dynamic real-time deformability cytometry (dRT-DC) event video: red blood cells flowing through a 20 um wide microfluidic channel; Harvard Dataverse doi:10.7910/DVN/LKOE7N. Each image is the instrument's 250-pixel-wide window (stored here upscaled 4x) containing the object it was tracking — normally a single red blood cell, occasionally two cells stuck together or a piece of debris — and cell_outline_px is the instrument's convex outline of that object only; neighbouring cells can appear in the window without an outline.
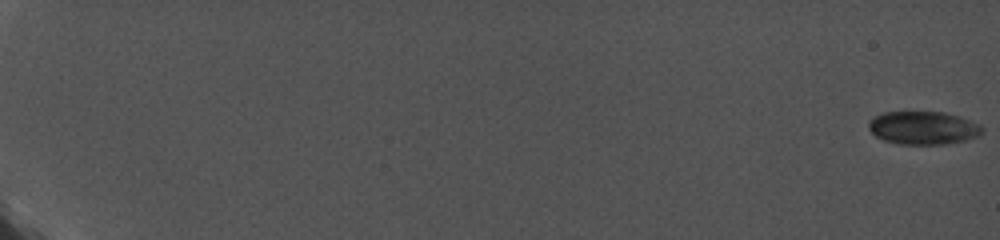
{"species": "common noctule bat (a hibernating species)", "species_latin": "Nyctalus noctula", "temperature_condition": "cold", "stored_images_in_passage": 92, "camera_frame_rate_fps": 5000, "um_per_image_px": 0.085, "animal": {"sex": "female", "body_mass_g": 19.0, "forearm_length_mm": 56.7}, "frame": {"image": 1, "passage_image": 1, "time_ms": 0.0, "image_size_px": [1000, 240], "cell_outline_px": [[984, 128], [976, 136], [964, 140], [944, 144], [900, 144], [884, 140], [876, 136], [868, 128], [868, 120], [884, 112], [944, 112], [960, 116], [980, 124]], "centroid_in_image_um": [78.45, 10.86], "position_along_channel_um": 6.5, "area_um2": 21.79}}
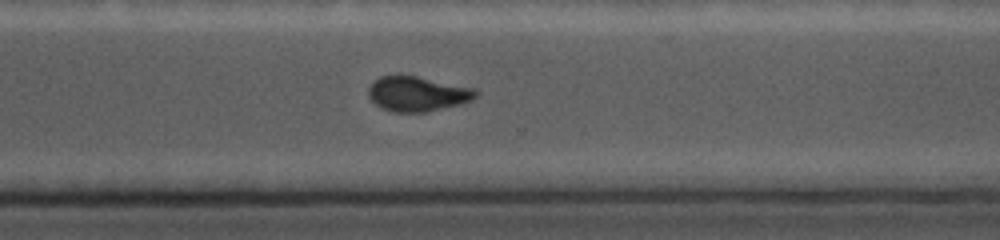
{"frame": {"image": 2, "passage_image": 77, "time_ms": 15.2, "image_size_px": [1000, 240], "cell_outline_px": [[480, 92], [472, 100], [460, 104], [428, 112], [392, 112], [380, 108], [368, 96], [368, 88], [380, 76], [396, 72], [400, 72], [476, 88]], "centroid_in_image_um": [35.48, 7.94], "position_along_channel_um": 335.1, "area_um2": 22.6}}
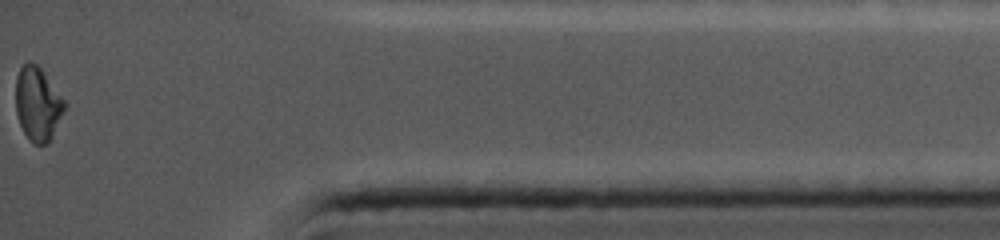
{"frame": {"image": 3, "passage_image": 92, "time_ms": 18.2, "image_size_px": [1000, 240], "cell_outline_px": [[68, 104], [52, 136], [44, 144], [32, 144], [28, 140], [20, 124], [16, 112], [16, 76], [20, 68], [28, 60], [36, 64], [40, 68]], "centroid_in_image_um": [3.2, 8.83], "position_along_channel_um": 432.0, "area_um2": 20.92}}